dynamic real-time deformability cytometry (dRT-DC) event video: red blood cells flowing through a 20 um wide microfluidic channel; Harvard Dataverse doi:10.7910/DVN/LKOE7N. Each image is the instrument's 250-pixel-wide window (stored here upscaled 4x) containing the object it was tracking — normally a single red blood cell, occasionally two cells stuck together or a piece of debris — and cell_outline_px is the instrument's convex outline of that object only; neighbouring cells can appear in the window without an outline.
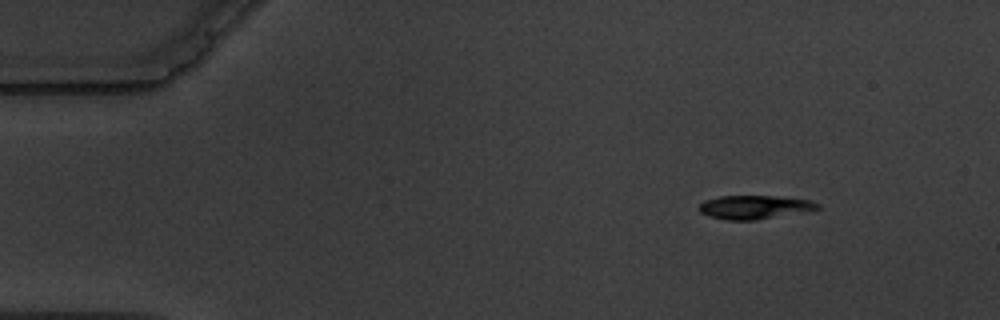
{"species": "common noctule bat (a hibernating species)", "species_latin": "Nyctalus noctula", "temperature_condition": "warm", "stored_images_in_passage": 3, "camera_frame_rate_fps": 3000, "um_per_image_px": 0.085, "animal": {"sex": "male", "body_mass_g": 19.5, "forearm_length_mm": 54.6}, "frame": {"image": 1, "passage_image": 1, "time_ms": 0.0, "image_size_px": [1000, 320], "cell_outline_px": [[820, 208], [756, 220], [728, 220], [708, 216], [700, 212], [700, 204], [704, 200], [720, 196], [776, 196], [808, 200], [820, 204]], "centroid_in_image_um": [64.08, 17.6], "position_along_channel_um": 20.9, "area_um2": 16.01}}
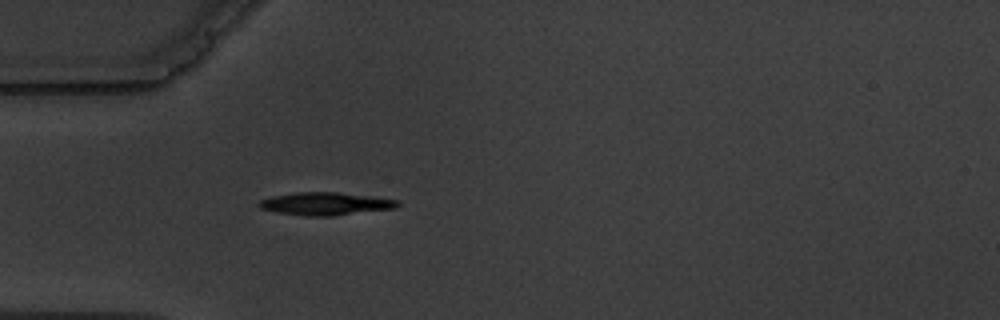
{"frame": {"image": 2, "passage_image": 3, "time_ms": 3.333, "image_size_px": [1000, 320], "cell_outline_px": [[400, 204], [396, 208], [332, 216], [308, 216], [276, 212], [260, 208], [256, 204], [260, 200], [272, 196], [296, 192], [336, 192], [372, 196], [400, 200]], "centroid_in_image_um": [27.68, 17.31], "position_along_channel_um": 57.3, "area_um2": 18.5}}